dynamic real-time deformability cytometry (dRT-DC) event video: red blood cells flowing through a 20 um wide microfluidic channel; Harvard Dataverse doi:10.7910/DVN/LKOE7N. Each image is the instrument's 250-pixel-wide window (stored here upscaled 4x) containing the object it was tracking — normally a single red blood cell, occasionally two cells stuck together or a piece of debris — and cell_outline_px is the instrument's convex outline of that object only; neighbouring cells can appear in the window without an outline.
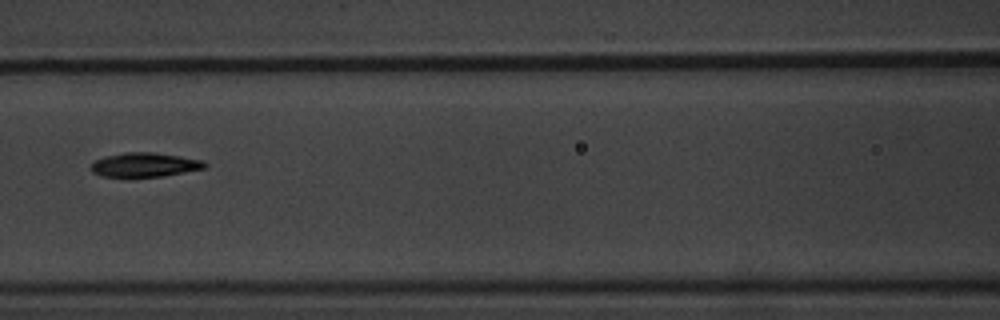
{"species": "common noctule bat (a hibernating species)", "species_latin": "Nyctalus noctula", "temperature_condition": "warm", "stored_images_in_passage": 14, "camera_frame_rate_fps": 3000, "um_per_image_px": 0.085, "animal": {"sex": "male", "body_mass_g": 20.1, "forearm_length_mm": 53.5}, "frame": {"image": 1, "passage_image": 8, "time_ms": 10.333, "image_size_px": [1000, 320], "cell_outline_px": [[208, 168], [160, 176], [128, 180], [100, 176], [92, 172], [88, 168], [96, 160], [104, 156], [124, 152], [152, 152], [180, 156], [204, 160], [208, 164]], "centroid_in_image_um": [12.24, 14.05], "position_along_channel_um": 154.4, "area_um2": 16.94}, "authors_computed_cell_mechanics": {"area_um2": 16.2707, "velocity_mm_per_s": 3.4305, "shape_relaxation_time_tau1_ms": null, "shape_relaxation_time_tau2_ms": 2.5464, "deformation_change_tau1": null, "deformation_change_tau2": 0.0684}}